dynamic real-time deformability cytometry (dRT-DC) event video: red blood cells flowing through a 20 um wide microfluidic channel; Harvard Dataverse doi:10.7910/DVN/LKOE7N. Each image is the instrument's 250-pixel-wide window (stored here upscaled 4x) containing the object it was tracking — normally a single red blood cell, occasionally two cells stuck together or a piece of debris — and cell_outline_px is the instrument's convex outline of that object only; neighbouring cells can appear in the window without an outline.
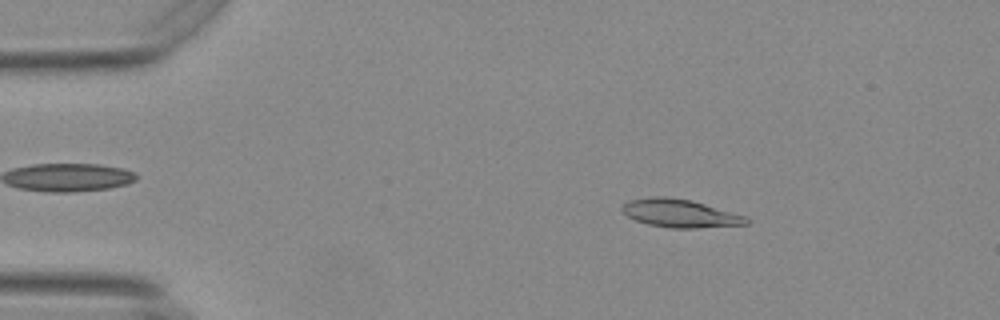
{"species": "Egyptian fruit bat (a non-hibernating species)", "species_latin": "Rousettus aegyptiacus", "temperature_condition": "warm", "stored_images_in_passage": 54, "camera_frame_rate_fps": 3000, "um_per_image_px": 0.085, "animal": {"sex": "female"}, "frame": {"image": 1, "passage_image": 8, "time_ms": 2.333, "image_size_px": [1000, 320], "cell_outline_px": [[752, 220], [748, 224], [696, 228], [672, 228], [648, 224], [636, 220], [628, 216], [620, 208], [628, 200], [652, 196], [664, 196], [692, 200], [744, 216]], "centroid_in_image_um": [57.79, 18.13], "position_along_channel_um": 27.2, "area_um2": 20.23}}
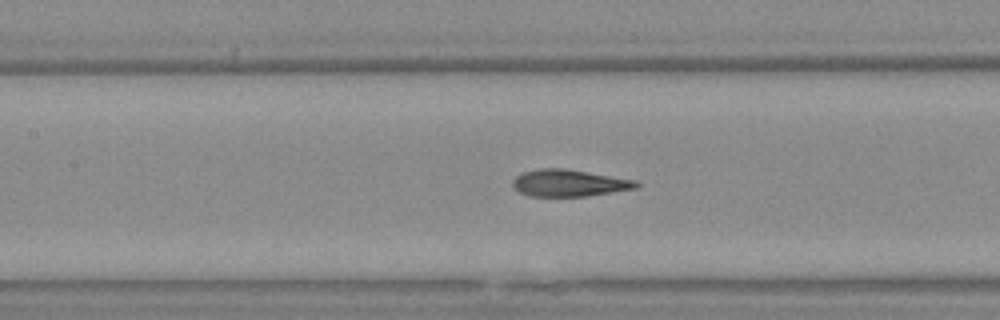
{"frame": {"image": 2, "passage_image": 24, "time_ms": 7.667, "image_size_px": [1000, 320], "cell_outline_px": [[640, 184], [636, 188], [588, 196], [528, 196], [520, 192], [512, 184], [512, 180], [516, 176], [524, 172], [540, 168], [564, 168], [636, 180]], "centroid_in_image_um": [48.37, 15.55], "position_along_channel_um": 159.0, "area_um2": 19.25}}
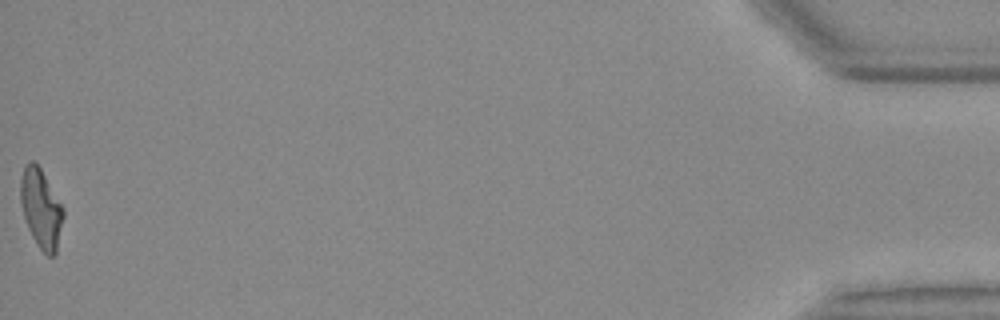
{"frame": {"image": 3, "passage_image": 54, "time_ms": 17.667, "image_size_px": [1000, 320], "cell_outline_px": [[64, 216], [56, 252], [52, 256], [48, 256], [36, 244], [28, 228], [24, 216], [20, 200], [20, 180], [24, 168], [28, 160], [32, 160], [40, 168], [64, 208]], "centroid_in_image_um": [3.49, 17.72], "position_along_channel_um": 431.7, "area_um2": 19.54}, "authors_computed_cell_mechanics": {"area_um2": 19.7387, "velocity_mm_per_s": 3.7128, "shape_relaxation_time_tau1_ms": 7.0199, "shape_relaxation_time_tau2_ms": 1.6201, "deformation_change_tau1": 0.236, "deformation_change_tau2": 0.0974}}